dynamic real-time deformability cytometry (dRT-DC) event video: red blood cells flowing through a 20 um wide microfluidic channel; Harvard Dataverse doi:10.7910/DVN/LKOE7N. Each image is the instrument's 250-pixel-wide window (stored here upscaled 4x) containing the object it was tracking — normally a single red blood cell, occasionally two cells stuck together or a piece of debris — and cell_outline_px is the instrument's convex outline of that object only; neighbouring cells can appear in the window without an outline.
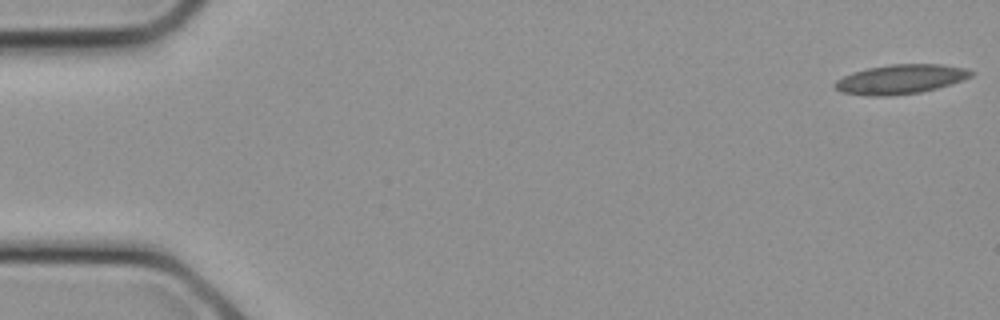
{"species": "common noctule bat (a hibernating species)", "species_latin": "Nyctalus noctula", "temperature_condition": "cold", "stored_images_in_passage": 10, "camera_frame_rate_fps": 3000, "um_per_image_px": 0.085, "animal": {"sex": "female", "body_mass_g": 21.9}, "frame": {"image": 1, "passage_image": 1, "time_ms": 0.0, "image_size_px": [1000, 320], "cell_outline_px": [[976, 72], [972, 76], [952, 84], [920, 92], [888, 96], [868, 96], [840, 92], [832, 84], [836, 80], [852, 72], [868, 68], [892, 64], [940, 64], [968, 68]], "centroid_in_image_um": [76.56, 6.73], "position_along_channel_um": 8.4, "area_um2": 23.47}}
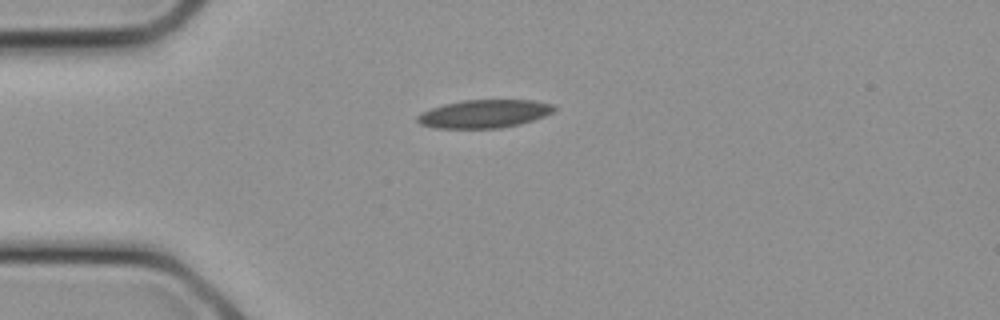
{"frame": {"image": 2, "passage_image": 7, "time_ms": 2.0, "image_size_px": [1000, 320], "cell_outline_px": [[556, 108], [552, 112], [544, 116], [520, 124], [500, 128], [436, 128], [420, 124], [416, 120], [416, 116], [420, 112], [444, 104], [464, 100], [532, 100], [556, 104]], "centroid_in_image_um": [41.16, 9.67], "position_along_channel_um": 43.8, "area_um2": 22.48}}
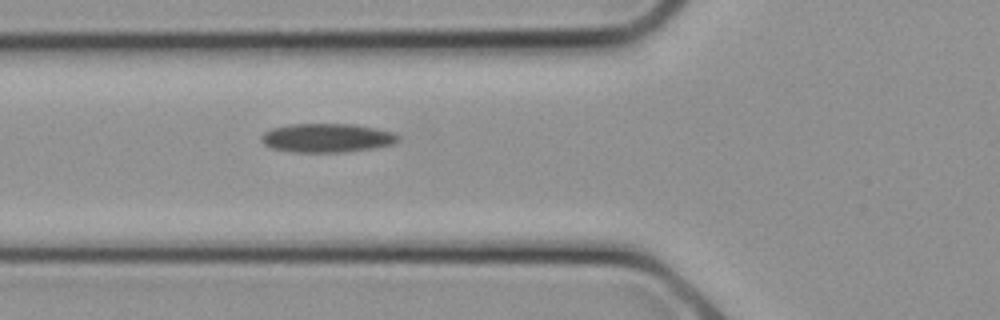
{"frame": {"image": 3, "passage_image": 10, "time_ms": 3.0, "image_size_px": [1000, 320], "cell_outline_px": [[400, 140], [392, 144], [376, 148], [344, 152], [292, 152], [268, 148], [260, 140], [260, 136], [264, 132], [272, 128], [288, 124], [352, 124], [376, 128], [392, 132], [400, 136]], "centroid_in_image_um": [27.76, 11.73], "position_along_channel_um": 98.0, "area_um2": 23.29}}